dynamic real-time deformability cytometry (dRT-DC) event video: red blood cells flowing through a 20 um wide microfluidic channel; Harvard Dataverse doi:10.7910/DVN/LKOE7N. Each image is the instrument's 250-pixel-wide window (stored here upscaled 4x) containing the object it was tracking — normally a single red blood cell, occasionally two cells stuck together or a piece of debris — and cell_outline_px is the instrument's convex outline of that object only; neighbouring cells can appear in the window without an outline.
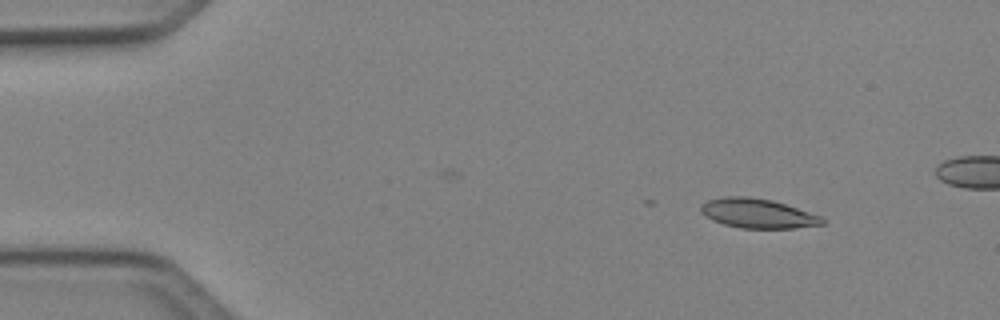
{"species": "Egyptian fruit bat (a non-hibernating species)", "species_latin": "Rousettus aegyptiacus", "temperature_condition": "cold", "stored_images_in_passage": 17, "camera_frame_rate_fps": 3000, "um_per_image_px": 0.085, "animal": {"sex": "female"}, "frame": {"image": 1, "passage_image": 5, "time_ms": 1.333, "image_size_px": [1000, 320], "cell_outline_px": [[824, 224], [796, 228], [740, 228], [724, 224], [712, 220], [700, 212], [700, 204], [708, 200], [724, 196], [748, 196], [772, 200], [820, 216], [824, 220]], "centroid_in_image_um": [64.35, 18.13], "position_along_channel_um": 20.7, "area_um2": 20.75}}
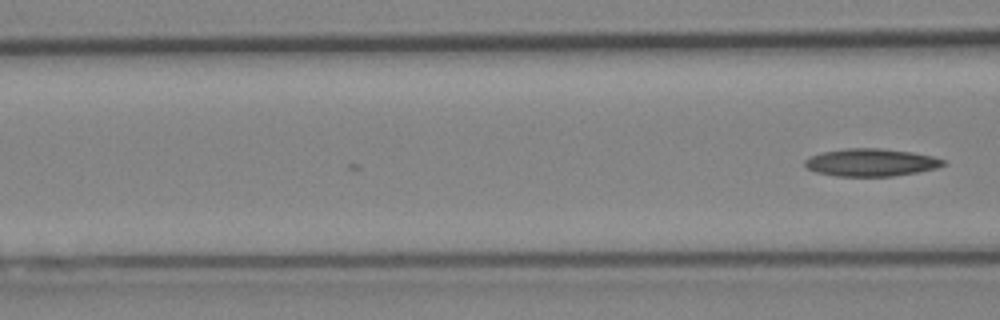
{"frame": {"image": 2, "passage_image": 17, "time_ms": 5.333, "image_size_px": [1000, 320], "cell_outline_px": [[944, 164], [936, 168], [916, 172], [892, 176], [836, 176], [816, 172], [808, 168], [804, 164], [804, 160], [820, 152], [848, 148], [880, 148], [912, 152], [932, 156], [944, 160]], "centroid_in_image_um": [74.0, 13.8], "position_along_channel_um": 92.6, "area_um2": 22.08}}